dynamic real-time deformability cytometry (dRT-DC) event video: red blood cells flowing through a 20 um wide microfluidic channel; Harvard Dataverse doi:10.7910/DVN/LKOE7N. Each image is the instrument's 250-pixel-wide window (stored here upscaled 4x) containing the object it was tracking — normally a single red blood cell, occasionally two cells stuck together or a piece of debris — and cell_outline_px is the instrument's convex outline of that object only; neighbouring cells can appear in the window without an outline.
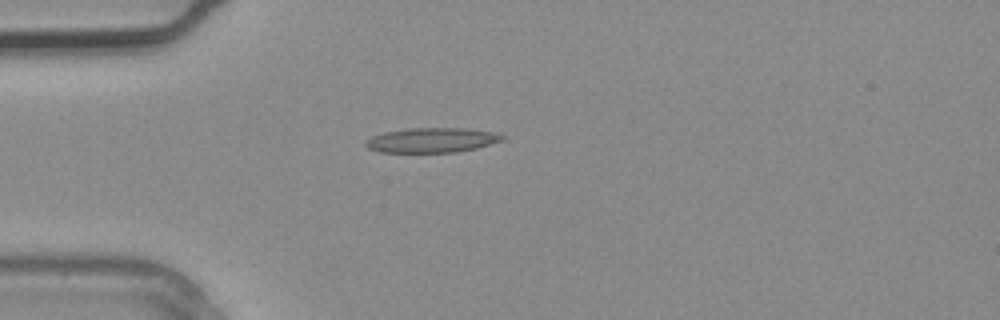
{"species": "common noctule bat (a hibernating species)", "species_latin": "Nyctalus noctula", "temperature_condition": "warm", "stored_images_in_passage": 3, "camera_frame_rate_fps": 3000, "um_per_image_px": 0.085, "animal": {"sex": "male", "body_mass_g": 20.4}, "frame": {"image": 1, "passage_image": 3, "time_ms": 0.667, "image_size_px": [1000, 320], "cell_outline_px": [[508, 136], [504, 140], [476, 148], [456, 152], [380, 152], [368, 148], [364, 144], [364, 140], [372, 136], [384, 132], [408, 128], [464, 128], [496, 132]], "centroid_in_image_um": [36.73, 11.9], "position_along_channel_um": 48.3, "area_um2": 19.88}}